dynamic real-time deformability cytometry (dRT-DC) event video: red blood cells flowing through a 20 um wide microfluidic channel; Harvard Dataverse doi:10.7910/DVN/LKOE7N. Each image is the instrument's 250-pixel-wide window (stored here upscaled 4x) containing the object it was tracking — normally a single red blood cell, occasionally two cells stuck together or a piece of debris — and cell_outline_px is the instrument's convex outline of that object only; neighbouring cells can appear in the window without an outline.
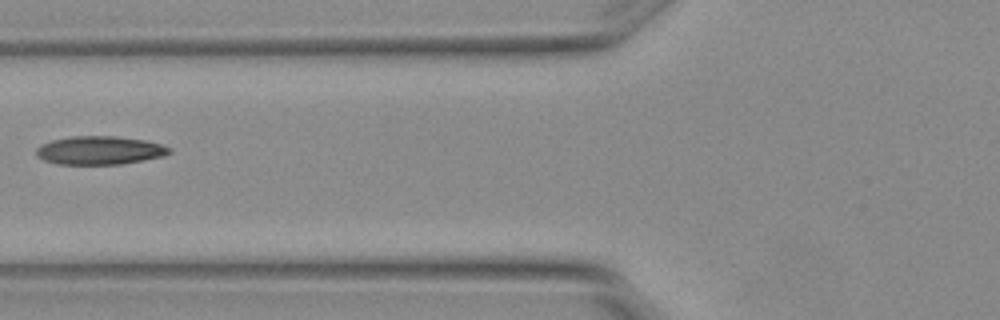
{"species": "Egyptian fruit bat (a non-hibernating species)", "species_latin": "Rousettus aegyptiacus", "temperature_condition": "warm", "stored_images_in_passage": 3, "camera_frame_rate_fps": 3000, "um_per_image_px": 0.085, "animal": {"sex": "female"}, "frame": {"image": 1, "passage_image": 2, "time_ms": 0.333, "image_size_px": [1000, 320], "cell_outline_px": [[172, 152], [160, 156], [120, 164], [60, 164], [44, 160], [36, 156], [36, 148], [40, 144], [52, 140], [72, 136], [116, 136], [148, 140], [172, 148]], "centroid_in_image_um": [8.45, 12.76], "position_along_channel_um": 117.4, "area_um2": 21.96}}
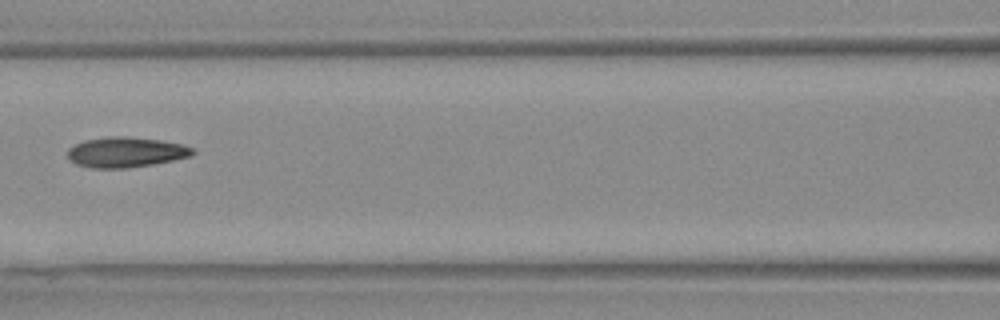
{"frame": {"image": 2, "passage_image": 3, "time_ms": 0.667, "image_size_px": [1000, 320], "cell_outline_px": [[196, 152], [192, 156], [152, 164], [124, 168], [92, 168], [76, 164], [68, 160], [68, 148], [84, 140], [112, 136], [124, 136], [160, 140], [184, 144], [192, 148]], "centroid_in_image_um": [10.69, 12.93], "position_along_channel_um": 155.9, "area_um2": 22.02}}